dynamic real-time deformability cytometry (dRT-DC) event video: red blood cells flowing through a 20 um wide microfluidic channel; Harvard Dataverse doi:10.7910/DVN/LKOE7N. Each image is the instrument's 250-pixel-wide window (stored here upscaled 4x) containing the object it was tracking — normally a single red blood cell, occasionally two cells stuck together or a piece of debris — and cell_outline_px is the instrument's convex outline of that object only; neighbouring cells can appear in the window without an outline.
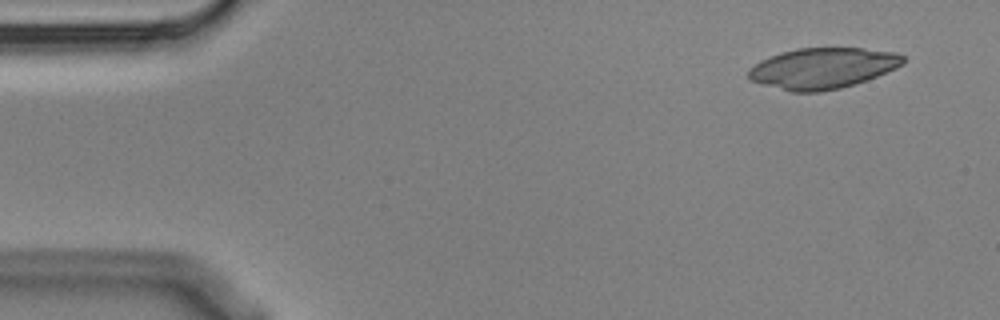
{"species": "Egyptian fruit bat (a non-hibernating species)", "species_latin": "Rousettus aegyptiacus", "temperature_condition": "cold", "stored_images_in_passage": 5, "segment_of_instrument_passage": [1, 2], "camera_frame_rate_fps": 3000, "um_per_image_px": 0.085, "animal": {"sex": "male"}, "frame": {"image": 1, "passage_image": 1, "time_ms": 0.0, "image_size_px": [1000, 320], "cell_outline_px": [[904, 64], [896, 68], [868, 80], [856, 84], [840, 88], [820, 92], [792, 92], [748, 80], [748, 68], [760, 60], [780, 52], [796, 48], [864, 48], [896, 52], [904, 56]], "centroid_in_image_um": [69.92, 5.8], "position_along_channel_um": 15.1, "area_um2": 37.11}}